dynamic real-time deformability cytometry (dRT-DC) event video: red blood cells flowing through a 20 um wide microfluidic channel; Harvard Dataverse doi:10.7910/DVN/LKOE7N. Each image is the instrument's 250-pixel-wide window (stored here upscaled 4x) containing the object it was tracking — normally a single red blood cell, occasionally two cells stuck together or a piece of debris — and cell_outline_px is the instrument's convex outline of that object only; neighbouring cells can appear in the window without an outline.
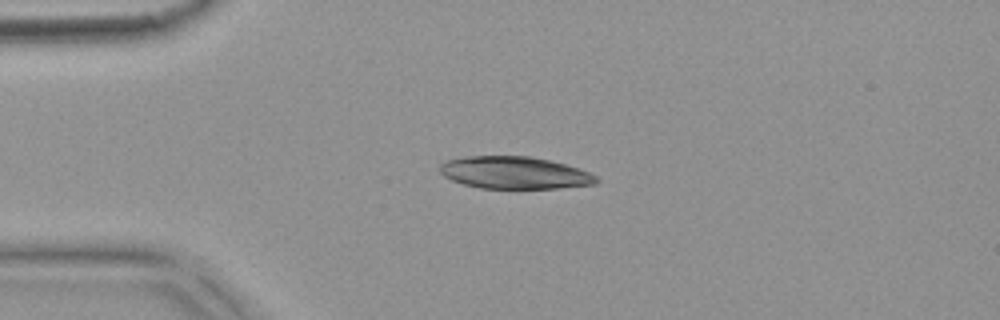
{"species": "common noctule bat (a hibernating species)", "species_latin": "Nyctalus noctula", "temperature_condition": "warm", "stored_images_in_passage": 5, "camera_frame_rate_fps": 3000, "um_per_image_px": 0.085, "animal": {"sex": "female", "body_mass_g": 18.4}, "frame": {"image": 1, "passage_image": 2, "time_ms": 0.333, "image_size_px": [1000, 320], "cell_outline_px": [[600, 180], [596, 184], [556, 188], [480, 188], [464, 184], [452, 180], [444, 176], [440, 172], [440, 164], [444, 160], [464, 156], [532, 156], [564, 164], [588, 172], [596, 176]], "centroid_in_image_um": [43.7, 14.67], "position_along_channel_um": 41.3, "area_um2": 29.36}}
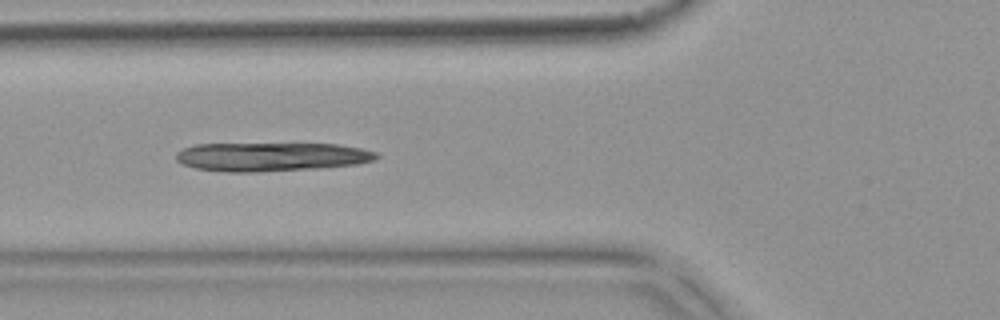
{"frame": {"image": 2, "passage_image": 4, "time_ms": 1.0, "image_size_px": [1000, 320], "cell_outline_px": [[380, 156], [372, 160], [356, 164], [320, 168], [260, 172], [224, 172], [196, 168], [184, 164], [176, 160], [176, 152], [184, 148], [196, 144], [336, 144], [360, 148], [376, 152]], "centroid_in_image_um": [23.04, 13.33], "position_along_channel_um": 102.8, "area_um2": 33.52}}